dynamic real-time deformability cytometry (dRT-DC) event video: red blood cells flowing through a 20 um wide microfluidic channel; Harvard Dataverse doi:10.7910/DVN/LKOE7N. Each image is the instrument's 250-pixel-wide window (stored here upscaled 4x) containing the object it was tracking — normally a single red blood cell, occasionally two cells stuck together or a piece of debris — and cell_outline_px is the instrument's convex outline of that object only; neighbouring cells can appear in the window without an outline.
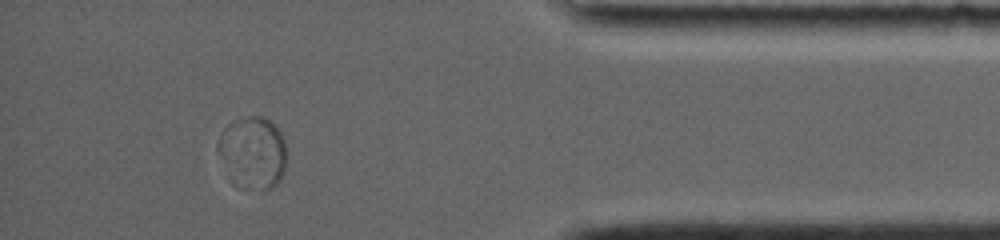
{"species": "common noctule bat (a hibernating species)", "species_latin": "Nyctalus noctula", "temperature_condition": "room temperature", "stored_images_in_passage": 50, "segment_of_instrument_passage": [2, 2], "camera_frame_rate_fps": 4000, "um_per_image_px": 0.085, "animal": {"sex": "female", "body_mass_g": 19.0, "forearm_length_mm": 56.7}, "frame": {"image": 1, "passage_image": 50, "time_ms": 12.25, "image_size_px": [1000, 240], "cell_outline_px": [[284, 172], [280, 180], [272, 188], [264, 188], [244, 120], [252, 116], [260, 116], [268, 120], [280, 132], [284, 140]], "centroid_in_image_um": [22.68, 12.71], "position_along_channel_um": 412.5, "area_um2": 13.64}}